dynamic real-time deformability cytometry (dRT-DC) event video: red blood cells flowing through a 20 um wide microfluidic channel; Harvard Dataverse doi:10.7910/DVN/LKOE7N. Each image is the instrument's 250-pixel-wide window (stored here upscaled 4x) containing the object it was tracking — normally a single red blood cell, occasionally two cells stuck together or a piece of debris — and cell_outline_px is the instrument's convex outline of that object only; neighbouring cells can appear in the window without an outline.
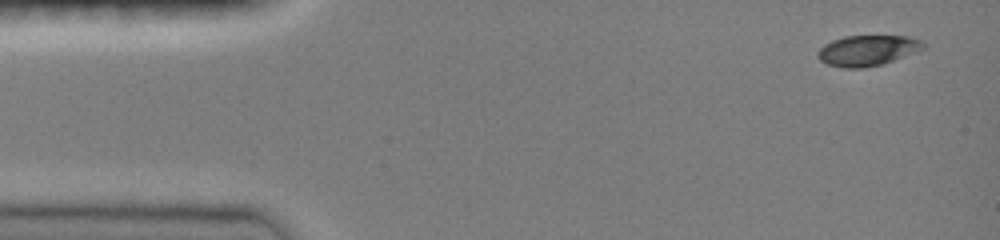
{"species": "common noctule bat (a hibernating species)", "species_latin": "Nyctalus noctula", "temperature_condition": "room temperature", "stored_images_in_passage": 5, "camera_frame_rate_fps": 3000, "um_per_image_px": 0.085, "animal": {"sex": "female", "body_mass_g": 19.0, "forearm_length_mm": 51.5}, "frame": {"image": 1, "passage_image": 1, "time_ms": 0.0, "image_size_px": [1000, 240], "cell_outline_px": [[928, 44], [924, 48], [916, 52], [880, 64], [864, 68], [844, 68], [828, 64], [820, 60], [816, 56], [816, 52], [824, 44], [832, 40], [844, 36], [908, 36], [920, 40]], "centroid_in_image_um": [73.72, 4.28], "position_along_channel_um": 11.3, "area_um2": 18.79}}
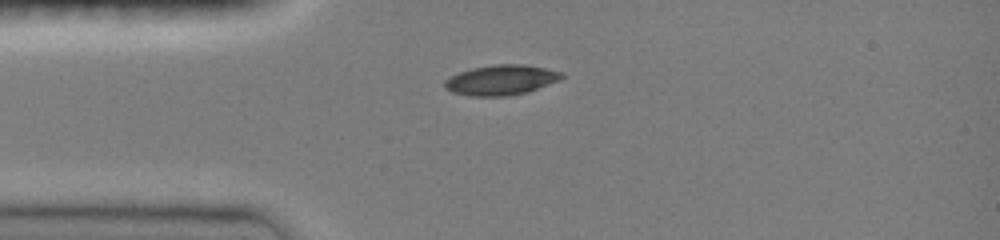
{"frame": {"image": 2, "passage_image": 4, "time_ms": 3.0, "image_size_px": [1000, 240], "cell_outline_px": [[564, 76], [560, 80], [528, 92], [508, 96], [472, 96], [452, 92], [444, 88], [444, 80], [460, 72], [472, 68], [496, 64], [524, 64], [564, 72]], "centroid_in_image_um": [42.61, 6.8], "position_along_channel_um": 42.4, "area_um2": 20.58}}